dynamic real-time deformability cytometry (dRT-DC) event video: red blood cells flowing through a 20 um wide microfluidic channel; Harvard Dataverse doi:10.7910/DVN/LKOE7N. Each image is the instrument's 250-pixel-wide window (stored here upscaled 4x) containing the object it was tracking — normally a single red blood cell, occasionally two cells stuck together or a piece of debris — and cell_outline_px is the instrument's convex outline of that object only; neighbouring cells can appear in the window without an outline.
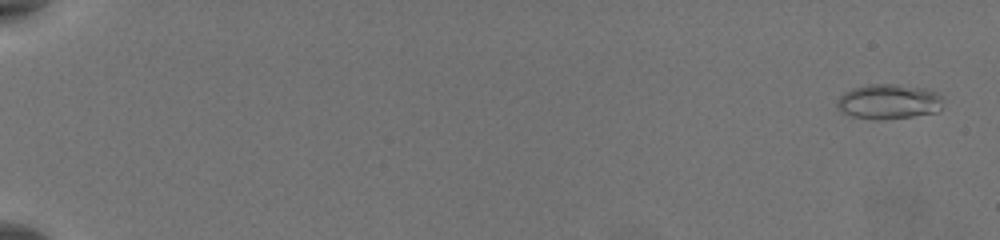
{"species": "common noctule bat (a hibernating species)", "species_latin": "Nyctalus noctula", "temperature_condition": "warm", "stored_images_in_passage": 45, "camera_frame_rate_fps": 3000, "um_per_image_px": 0.085, "animal": {"sex": "female", "body_mass_g": 19.5, "forearm_length_mm": 54.1}, "frame": {"image": 1, "passage_image": 2, "time_ms": 0.333, "image_size_px": [1000, 240], "cell_outline_px": [[944, 96], [940, 108], [936, 112], [912, 116], [880, 120], [852, 116], [840, 112], [836, 108], [836, 100], [844, 92], [852, 88], [872, 84], [896, 84], [924, 88], [936, 92]], "centroid_in_image_um": [75.51, 8.63], "position_along_channel_um": 9.5, "area_um2": 21.73}}
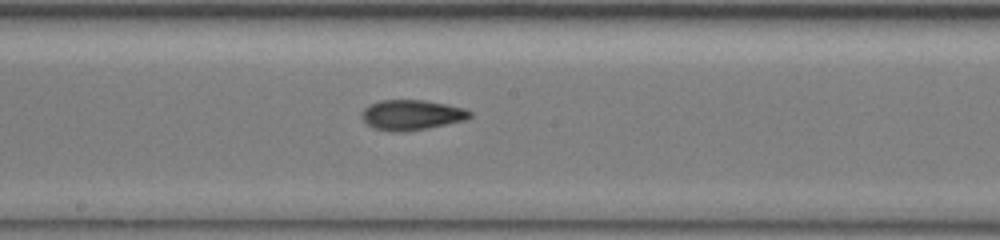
{"frame": {"image": 2, "passage_image": 27, "time_ms": 8.667, "image_size_px": [1000, 240], "cell_outline_px": [[472, 116], [464, 120], [428, 128], [408, 132], [392, 132], [372, 128], [360, 116], [364, 108], [368, 104], [380, 100], [424, 100], [464, 108], [472, 112]], "centroid_in_image_um": [34.95, 9.78], "position_along_channel_um": 213.3, "area_um2": 19.13}}
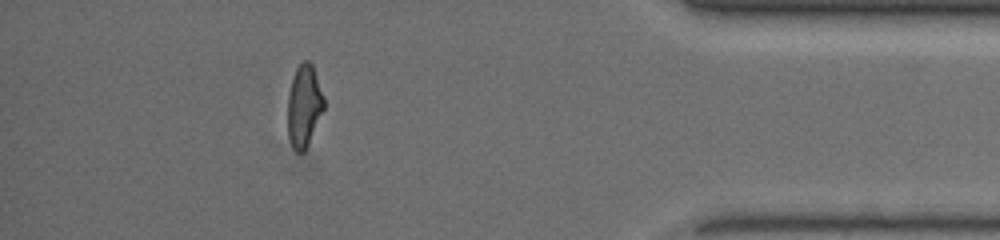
{"frame": {"image": 3, "passage_image": 41, "time_ms": 13.333, "image_size_px": [1000, 240], "cell_outline_px": [[324, 108], [308, 144], [304, 152], [296, 152], [288, 136], [288, 96], [292, 80], [296, 68], [304, 60], [308, 60], [312, 64], [324, 96]], "centroid_in_image_um": [25.85, 8.99], "position_along_channel_um": 409.4, "area_um2": 17.11}, "authors_computed_cell_mechanics": {"area_um2": 18.1492, "velocity_mm_per_s": 3.8648, "shape_relaxation_time_tau1_ms": 7.1584, "shape_relaxation_time_tau2_ms": 2.6573, "deformation_change_tau1": 0.2688, "deformation_change_tau2": 0.1058}}